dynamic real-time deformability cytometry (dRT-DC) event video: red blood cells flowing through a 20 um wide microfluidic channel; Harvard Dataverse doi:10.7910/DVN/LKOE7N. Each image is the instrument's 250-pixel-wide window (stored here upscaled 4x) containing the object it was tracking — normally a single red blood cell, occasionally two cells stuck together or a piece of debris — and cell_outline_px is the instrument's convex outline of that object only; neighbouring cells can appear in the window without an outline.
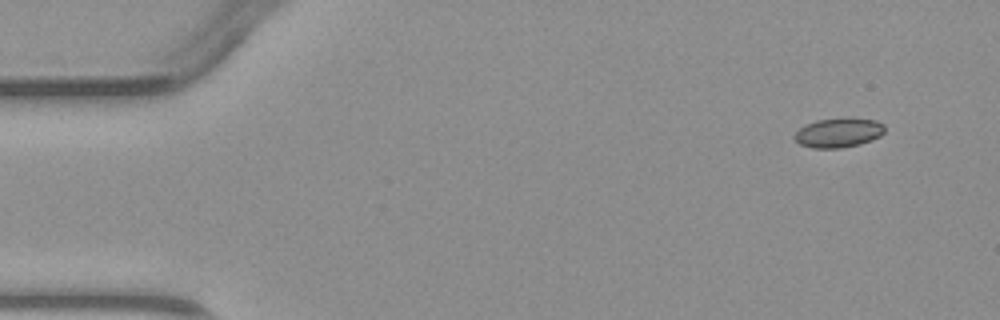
{"species": "common noctule bat (a hibernating species)", "species_latin": "Nyctalus noctula", "temperature_condition": "warm", "stored_images_in_passage": 2, "camera_frame_rate_fps": 3000, "um_per_image_px": 0.085, "animal": {"sex": "male", "body_mass_g": 23.1, "forearm_length_mm": 52.7}, "frame": {"image": 1, "passage_image": 1, "time_ms": 0.0, "image_size_px": [1000, 320], "cell_outline_px": [[884, 132], [880, 136], [872, 140], [860, 144], [840, 148], [812, 148], [800, 144], [792, 136], [800, 128], [816, 120], [848, 116], [876, 120], [884, 124]], "centroid_in_image_um": [71.3, 11.25], "position_along_channel_um": 13.7, "area_um2": 15.78}}